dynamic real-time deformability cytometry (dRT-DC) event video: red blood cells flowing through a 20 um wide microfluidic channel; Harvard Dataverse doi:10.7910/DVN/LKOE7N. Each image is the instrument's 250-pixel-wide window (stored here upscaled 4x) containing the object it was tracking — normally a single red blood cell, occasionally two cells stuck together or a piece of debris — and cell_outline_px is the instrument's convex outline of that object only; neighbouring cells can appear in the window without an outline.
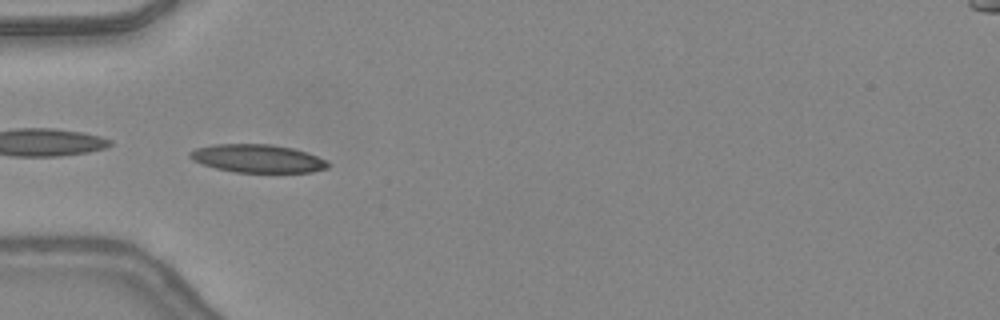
{"species": "common noctule bat (a hibernating species)", "species_latin": "Nyctalus noctula", "temperature_condition": "warm", "stored_images_in_passage": 33, "camera_frame_rate_fps": 3000, "um_per_image_px": 0.085, "animal": {"sex": "female", "body_mass_g": 24.6, "forearm_length_mm": 56.2}, "frame": {"image": 1, "passage_image": 1, "time_ms": 0.0, "image_size_px": [1000, 320], "cell_outline_px": [[328, 168], [312, 172], [236, 172], [216, 168], [192, 160], [188, 156], [188, 152], [196, 148], [212, 144], [272, 144], [292, 148], [308, 152], [324, 160], [328, 164]], "centroid_in_image_um": [21.86, 13.46], "position_along_channel_um": 63.1, "area_um2": 22.54}}
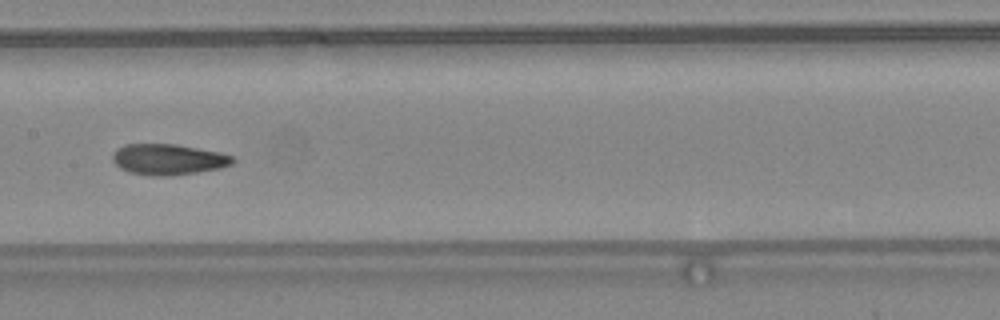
{"frame": {"image": 2, "passage_image": 10, "time_ms": 3.0, "image_size_px": [1000, 320], "cell_outline_px": [[236, 160], [232, 164], [220, 168], [196, 172], [168, 176], [152, 176], [128, 172], [120, 168], [112, 160], [112, 152], [116, 148], [124, 144], [176, 144], [220, 152], [232, 156]], "centroid_in_image_um": [14.27, 13.54], "position_along_channel_um": 193.1, "area_um2": 21.73}}
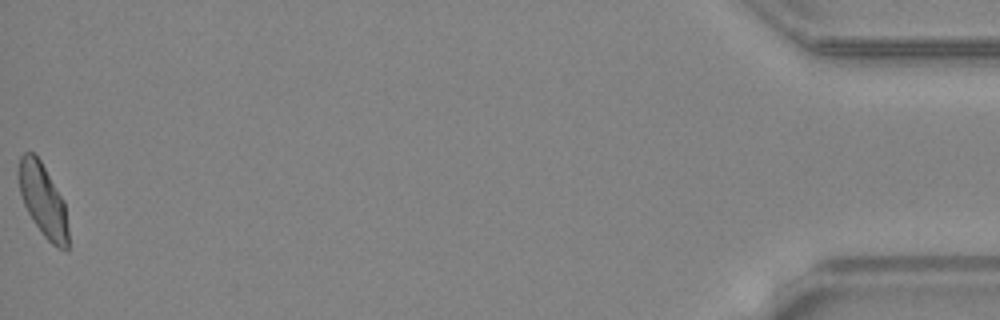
{"frame": {"image": 3, "passage_image": 33, "time_ms": 10.667, "image_size_px": [1000, 320], "cell_outline_px": [[68, 248], [64, 252], [56, 248], [44, 236], [28, 212], [24, 204], [20, 192], [16, 176], [16, 172], [20, 156], [24, 152], [32, 152], [40, 160], [64, 200], [68, 228]], "centroid_in_image_um": [3.64, 17.02], "position_along_channel_um": 431.6, "area_um2": 21.21}, "authors_computed_cell_mechanics": {"area_um2": 21.4438, "velocity_mm_per_s": 4.3955, "shape_relaxation_time_tau1_ms": 9.4672, "shape_relaxation_time_tau2_ms": 2.0229, "deformation_change_tau1": 0.2536, "deformation_change_tau2": 0.0639}}